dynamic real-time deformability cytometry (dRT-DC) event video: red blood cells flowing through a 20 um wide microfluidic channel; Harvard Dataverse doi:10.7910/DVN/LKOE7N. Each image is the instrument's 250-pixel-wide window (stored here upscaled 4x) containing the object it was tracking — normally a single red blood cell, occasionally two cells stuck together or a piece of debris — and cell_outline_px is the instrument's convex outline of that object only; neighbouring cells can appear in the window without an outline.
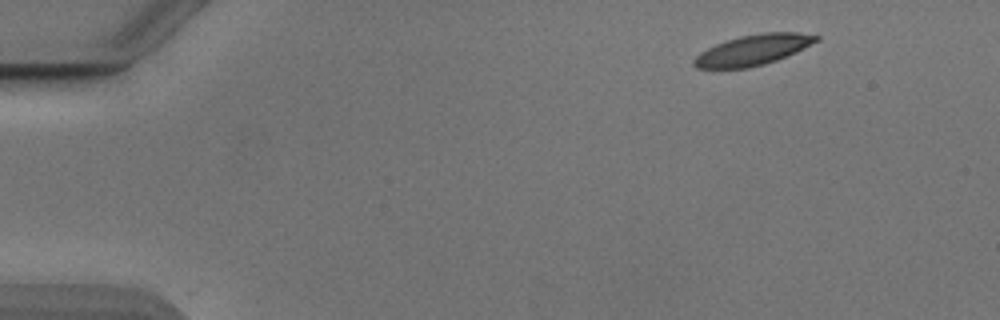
{"species": "Egyptian fruit bat (a non-hibernating species)", "species_latin": "Rousettus aegyptiacus", "temperature_condition": "cold", "stored_images_in_passage": 6, "camera_frame_rate_fps": 3000, "um_per_image_px": 0.085, "animal": {"sex": "male"}, "frame": {"image": 1, "passage_image": 1, "time_ms": 0.0, "image_size_px": [1000, 320], "cell_outline_px": [[820, 40], [796, 52], [776, 60], [764, 64], [748, 68], [696, 68], [692, 64], [692, 60], [700, 52], [716, 44], [740, 36], [764, 32], [800, 32], [820, 36]], "centroid_in_image_um": [64.03, 4.24], "position_along_channel_um": 21.0, "area_um2": 21.68}}